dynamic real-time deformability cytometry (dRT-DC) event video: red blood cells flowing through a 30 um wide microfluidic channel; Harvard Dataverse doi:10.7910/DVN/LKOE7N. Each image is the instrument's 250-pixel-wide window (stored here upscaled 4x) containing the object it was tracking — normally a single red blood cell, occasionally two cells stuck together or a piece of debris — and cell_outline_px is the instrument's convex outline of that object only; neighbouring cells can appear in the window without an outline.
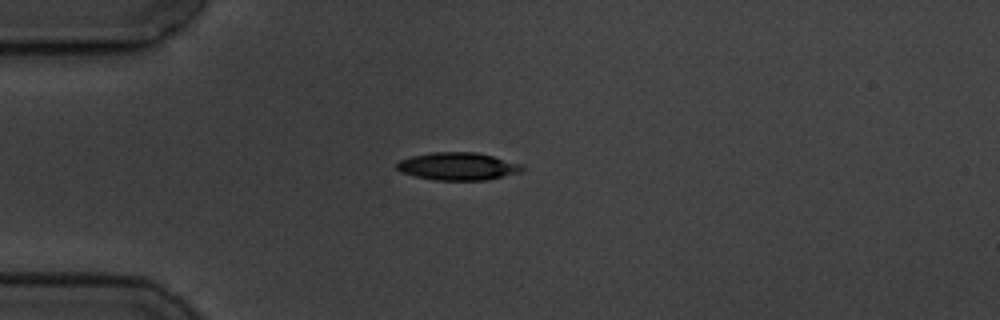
{"species": "common noctule bat (a hibernating species)", "species_latin": "Nyctalus noctula", "temperature_condition": "cold", "stored_images_in_passage": 6, "camera_frame_rate_fps": 3000, "um_per_image_px": 0.085, "animal": {"sex": "male", "body_mass_g": 19.5, "forearm_length_mm": 54.6}, "frame": {"image": 1, "passage_image": 1, "time_ms": 0.0, "image_size_px": [1000, 320], "cell_outline_px": [[524, 168], [520, 172], [488, 180], [436, 180], [416, 176], [400, 172], [396, 168], [396, 164], [400, 160], [412, 156], [432, 152], [476, 152], [524, 164]], "centroid_in_image_um": [38.93, 14.13], "position_along_channel_um": 46.1, "area_um2": 20.23}}
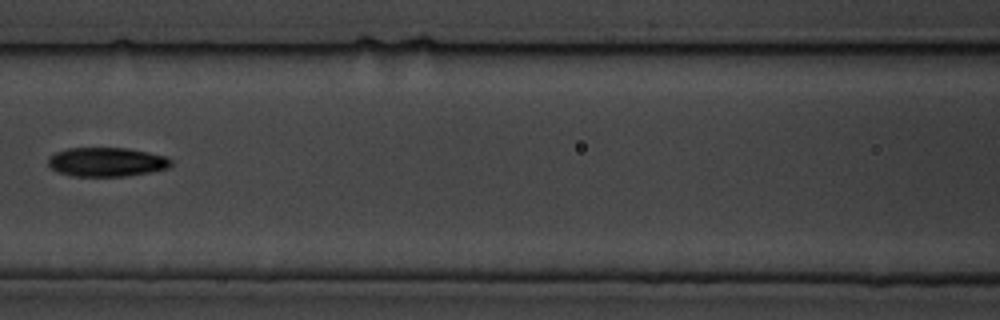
{"frame": {"image": 2, "passage_image": 4, "time_ms": 3.667, "image_size_px": [1000, 320], "cell_outline_px": [[172, 164], [168, 168], [152, 172], [124, 176], [72, 176], [56, 172], [48, 164], [48, 160], [56, 152], [68, 148], [128, 148], [148, 152], [164, 156], [172, 160]], "centroid_in_image_um": [9.08, 13.77], "position_along_channel_um": 157.5, "area_um2": 20.81}}
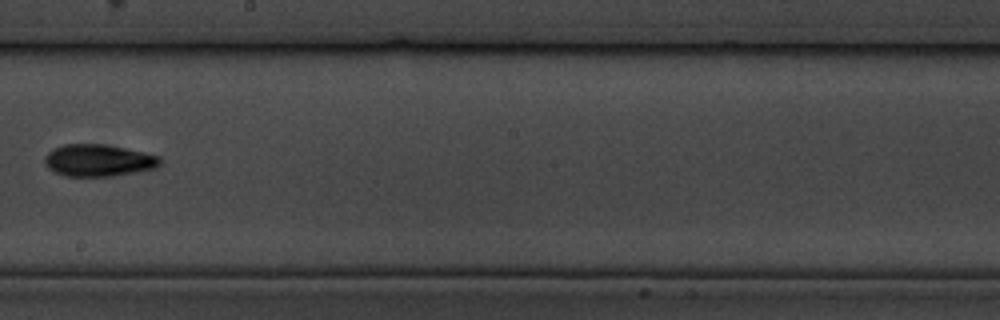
{"frame": {"image": 3, "passage_image": 6, "time_ms": 6.0, "image_size_px": [1000, 320], "cell_outline_px": [[164, 160], [156, 168], [112, 176], [64, 176], [48, 168], [44, 164], [44, 156], [48, 152], [64, 144], [108, 144], [144, 152], [160, 156]], "centroid_in_image_um": [8.39, 13.63], "position_along_channel_um": 239.8, "area_um2": 21.68}}